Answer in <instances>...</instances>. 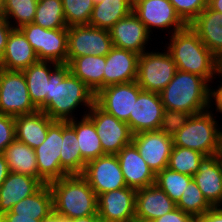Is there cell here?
Returning <instances> with one entry per match:
<instances>
[{
    "instance_id": "obj_1",
    "label": "cell",
    "mask_w": 222,
    "mask_h": 222,
    "mask_svg": "<svg viewBox=\"0 0 222 222\" xmlns=\"http://www.w3.org/2000/svg\"><path fill=\"white\" fill-rule=\"evenodd\" d=\"M94 103L95 94L70 72L68 64H59L50 74L49 94L41 111L53 120L68 121L75 118L80 105L90 110Z\"/></svg>"
},
{
    "instance_id": "obj_2",
    "label": "cell",
    "mask_w": 222,
    "mask_h": 222,
    "mask_svg": "<svg viewBox=\"0 0 222 222\" xmlns=\"http://www.w3.org/2000/svg\"><path fill=\"white\" fill-rule=\"evenodd\" d=\"M167 51L177 70L203 77L208 83L220 70V60L201 42L198 34L187 25L171 33Z\"/></svg>"
},
{
    "instance_id": "obj_3",
    "label": "cell",
    "mask_w": 222,
    "mask_h": 222,
    "mask_svg": "<svg viewBox=\"0 0 222 222\" xmlns=\"http://www.w3.org/2000/svg\"><path fill=\"white\" fill-rule=\"evenodd\" d=\"M53 197V210L66 219L97 214L98 200L81 174H72L48 183Z\"/></svg>"
},
{
    "instance_id": "obj_4",
    "label": "cell",
    "mask_w": 222,
    "mask_h": 222,
    "mask_svg": "<svg viewBox=\"0 0 222 222\" xmlns=\"http://www.w3.org/2000/svg\"><path fill=\"white\" fill-rule=\"evenodd\" d=\"M159 95L164 109L180 110L191 115L209 109V83L189 72L177 70Z\"/></svg>"
},
{
    "instance_id": "obj_5",
    "label": "cell",
    "mask_w": 222,
    "mask_h": 222,
    "mask_svg": "<svg viewBox=\"0 0 222 222\" xmlns=\"http://www.w3.org/2000/svg\"><path fill=\"white\" fill-rule=\"evenodd\" d=\"M211 109L193 114L173 136L174 146L189 148L204 156L222 153V130Z\"/></svg>"
},
{
    "instance_id": "obj_6",
    "label": "cell",
    "mask_w": 222,
    "mask_h": 222,
    "mask_svg": "<svg viewBox=\"0 0 222 222\" xmlns=\"http://www.w3.org/2000/svg\"><path fill=\"white\" fill-rule=\"evenodd\" d=\"M139 55L137 84L144 91L160 93L173 79L177 66L167 50Z\"/></svg>"
},
{
    "instance_id": "obj_7",
    "label": "cell",
    "mask_w": 222,
    "mask_h": 222,
    "mask_svg": "<svg viewBox=\"0 0 222 222\" xmlns=\"http://www.w3.org/2000/svg\"><path fill=\"white\" fill-rule=\"evenodd\" d=\"M19 30L31 44L39 60L67 64L68 28L45 29L30 23Z\"/></svg>"
},
{
    "instance_id": "obj_8",
    "label": "cell",
    "mask_w": 222,
    "mask_h": 222,
    "mask_svg": "<svg viewBox=\"0 0 222 222\" xmlns=\"http://www.w3.org/2000/svg\"><path fill=\"white\" fill-rule=\"evenodd\" d=\"M37 111L30 99L23 71L0 68V113L16 117Z\"/></svg>"
},
{
    "instance_id": "obj_9",
    "label": "cell",
    "mask_w": 222,
    "mask_h": 222,
    "mask_svg": "<svg viewBox=\"0 0 222 222\" xmlns=\"http://www.w3.org/2000/svg\"><path fill=\"white\" fill-rule=\"evenodd\" d=\"M113 47L110 32L107 29L90 25L68 27L67 64L76 57L106 56Z\"/></svg>"
},
{
    "instance_id": "obj_10",
    "label": "cell",
    "mask_w": 222,
    "mask_h": 222,
    "mask_svg": "<svg viewBox=\"0 0 222 222\" xmlns=\"http://www.w3.org/2000/svg\"><path fill=\"white\" fill-rule=\"evenodd\" d=\"M86 116L93 122L105 154H117L132 143L133 133L129 125L106 113L96 103Z\"/></svg>"
},
{
    "instance_id": "obj_11",
    "label": "cell",
    "mask_w": 222,
    "mask_h": 222,
    "mask_svg": "<svg viewBox=\"0 0 222 222\" xmlns=\"http://www.w3.org/2000/svg\"><path fill=\"white\" fill-rule=\"evenodd\" d=\"M62 121L55 120L48 128L45 141L35 148L38 179L43 184L60 179L68 174L61 168Z\"/></svg>"
},
{
    "instance_id": "obj_12",
    "label": "cell",
    "mask_w": 222,
    "mask_h": 222,
    "mask_svg": "<svg viewBox=\"0 0 222 222\" xmlns=\"http://www.w3.org/2000/svg\"><path fill=\"white\" fill-rule=\"evenodd\" d=\"M81 175L97 197L102 193L127 187L116 154H105L87 162Z\"/></svg>"
},
{
    "instance_id": "obj_13",
    "label": "cell",
    "mask_w": 222,
    "mask_h": 222,
    "mask_svg": "<svg viewBox=\"0 0 222 222\" xmlns=\"http://www.w3.org/2000/svg\"><path fill=\"white\" fill-rule=\"evenodd\" d=\"M141 91L136 81L110 85L95 95V103L106 113L127 123Z\"/></svg>"
},
{
    "instance_id": "obj_14",
    "label": "cell",
    "mask_w": 222,
    "mask_h": 222,
    "mask_svg": "<svg viewBox=\"0 0 222 222\" xmlns=\"http://www.w3.org/2000/svg\"><path fill=\"white\" fill-rule=\"evenodd\" d=\"M132 11L144 23L149 33L152 32L151 28H170V31L175 33L187 26L169 0H134Z\"/></svg>"
},
{
    "instance_id": "obj_15",
    "label": "cell",
    "mask_w": 222,
    "mask_h": 222,
    "mask_svg": "<svg viewBox=\"0 0 222 222\" xmlns=\"http://www.w3.org/2000/svg\"><path fill=\"white\" fill-rule=\"evenodd\" d=\"M132 143L155 175L167 167L174 146L173 137L159 130L145 131L134 134Z\"/></svg>"
},
{
    "instance_id": "obj_16",
    "label": "cell",
    "mask_w": 222,
    "mask_h": 222,
    "mask_svg": "<svg viewBox=\"0 0 222 222\" xmlns=\"http://www.w3.org/2000/svg\"><path fill=\"white\" fill-rule=\"evenodd\" d=\"M97 214L108 222H134L136 190L124 187L97 197Z\"/></svg>"
},
{
    "instance_id": "obj_17",
    "label": "cell",
    "mask_w": 222,
    "mask_h": 222,
    "mask_svg": "<svg viewBox=\"0 0 222 222\" xmlns=\"http://www.w3.org/2000/svg\"><path fill=\"white\" fill-rule=\"evenodd\" d=\"M164 110L159 93L142 90L127 122L133 135L158 130Z\"/></svg>"
},
{
    "instance_id": "obj_18",
    "label": "cell",
    "mask_w": 222,
    "mask_h": 222,
    "mask_svg": "<svg viewBox=\"0 0 222 222\" xmlns=\"http://www.w3.org/2000/svg\"><path fill=\"white\" fill-rule=\"evenodd\" d=\"M110 37L113 46L135 52L139 55L146 52V44L149 43L150 33L146 26L133 11L117 21L110 29Z\"/></svg>"
},
{
    "instance_id": "obj_19",
    "label": "cell",
    "mask_w": 222,
    "mask_h": 222,
    "mask_svg": "<svg viewBox=\"0 0 222 222\" xmlns=\"http://www.w3.org/2000/svg\"><path fill=\"white\" fill-rule=\"evenodd\" d=\"M193 180L212 207L222 205V153L204 156Z\"/></svg>"
},
{
    "instance_id": "obj_20",
    "label": "cell",
    "mask_w": 222,
    "mask_h": 222,
    "mask_svg": "<svg viewBox=\"0 0 222 222\" xmlns=\"http://www.w3.org/2000/svg\"><path fill=\"white\" fill-rule=\"evenodd\" d=\"M176 203L156 184L136 190L135 221L152 222L174 210Z\"/></svg>"
},
{
    "instance_id": "obj_21",
    "label": "cell",
    "mask_w": 222,
    "mask_h": 222,
    "mask_svg": "<svg viewBox=\"0 0 222 222\" xmlns=\"http://www.w3.org/2000/svg\"><path fill=\"white\" fill-rule=\"evenodd\" d=\"M116 156L127 187L138 190L155 184L156 175L141 157L133 143L124 146Z\"/></svg>"
},
{
    "instance_id": "obj_22",
    "label": "cell",
    "mask_w": 222,
    "mask_h": 222,
    "mask_svg": "<svg viewBox=\"0 0 222 222\" xmlns=\"http://www.w3.org/2000/svg\"><path fill=\"white\" fill-rule=\"evenodd\" d=\"M139 54L113 47L106 55L103 88L136 81Z\"/></svg>"
},
{
    "instance_id": "obj_23",
    "label": "cell",
    "mask_w": 222,
    "mask_h": 222,
    "mask_svg": "<svg viewBox=\"0 0 222 222\" xmlns=\"http://www.w3.org/2000/svg\"><path fill=\"white\" fill-rule=\"evenodd\" d=\"M42 185L38 178L9 172L0 186V216L10 212L14 205L33 195Z\"/></svg>"
},
{
    "instance_id": "obj_24",
    "label": "cell",
    "mask_w": 222,
    "mask_h": 222,
    "mask_svg": "<svg viewBox=\"0 0 222 222\" xmlns=\"http://www.w3.org/2000/svg\"><path fill=\"white\" fill-rule=\"evenodd\" d=\"M37 61H39L37 54L24 34L19 29H13L0 59V68L8 71H23Z\"/></svg>"
},
{
    "instance_id": "obj_25",
    "label": "cell",
    "mask_w": 222,
    "mask_h": 222,
    "mask_svg": "<svg viewBox=\"0 0 222 222\" xmlns=\"http://www.w3.org/2000/svg\"><path fill=\"white\" fill-rule=\"evenodd\" d=\"M201 42L219 59H222V14L208 6L190 24Z\"/></svg>"
},
{
    "instance_id": "obj_26",
    "label": "cell",
    "mask_w": 222,
    "mask_h": 222,
    "mask_svg": "<svg viewBox=\"0 0 222 222\" xmlns=\"http://www.w3.org/2000/svg\"><path fill=\"white\" fill-rule=\"evenodd\" d=\"M54 121L41 110L32 114L16 116V140L35 149L45 141L48 128Z\"/></svg>"
},
{
    "instance_id": "obj_27",
    "label": "cell",
    "mask_w": 222,
    "mask_h": 222,
    "mask_svg": "<svg viewBox=\"0 0 222 222\" xmlns=\"http://www.w3.org/2000/svg\"><path fill=\"white\" fill-rule=\"evenodd\" d=\"M58 65L53 61L39 60L23 70L30 99L38 110L46 106L50 74Z\"/></svg>"
},
{
    "instance_id": "obj_28",
    "label": "cell",
    "mask_w": 222,
    "mask_h": 222,
    "mask_svg": "<svg viewBox=\"0 0 222 222\" xmlns=\"http://www.w3.org/2000/svg\"><path fill=\"white\" fill-rule=\"evenodd\" d=\"M106 56L87 55L74 58L70 72L78 77L95 95L103 88Z\"/></svg>"
},
{
    "instance_id": "obj_29",
    "label": "cell",
    "mask_w": 222,
    "mask_h": 222,
    "mask_svg": "<svg viewBox=\"0 0 222 222\" xmlns=\"http://www.w3.org/2000/svg\"><path fill=\"white\" fill-rule=\"evenodd\" d=\"M84 111L82 119L79 121L77 117L71 120H68V124L75 130L80 155L82 159L87 163L91 160H94L102 155H105L103 148L98 137L96 128L93 122L86 116ZM76 119V120H75Z\"/></svg>"
},
{
    "instance_id": "obj_30",
    "label": "cell",
    "mask_w": 222,
    "mask_h": 222,
    "mask_svg": "<svg viewBox=\"0 0 222 222\" xmlns=\"http://www.w3.org/2000/svg\"><path fill=\"white\" fill-rule=\"evenodd\" d=\"M133 10L131 0H103L94 4L89 21L90 26L109 30L117 21L129 15Z\"/></svg>"
},
{
    "instance_id": "obj_31",
    "label": "cell",
    "mask_w": 222,
    "mask_h": 222,
    "mask_svg": "<svg viewBox=\"0 0 222 222\" xmlns=\"http://www.w3.org/2000/svg\"><path fill=\"white\" fill-rule=\"evenodd\" d=\"M3 155L9 172L25 174L38 178L35 150L18 140H14L4 150Z\"/></svg>"
},
{
    "instance_id": "obj_32",
    "label": "cell",
    "mask_w": 222,
    "mask_h": 222,
    "mask_svg": "<svg viewBox=\"0 0 222 222\" xmlns=\"http://www.w3.org/2000/svg\"><path fill=\"white\" fill-rule=\"evenodd\" d=\"M53 211V197L48 184H43L33 195H30L12 207L5 214L35 217L41 220Z\"/></svg>"
},
{
    "instance_id": "obj_33",
    "label": "cell",
    "mask_w": 222,
    "mask_h": 222,
    "mask_svg": "<svg viewBox=\"0 0 222 222\" xmlns=\"http://www.w3.org/2000/svg\"><path fill=\"white\" fill-rule=\"evenodd\" d=\"M62 147L60 154L61 168L68 174H82L86 162L80 155L79 144L75 130L68 124V121H62Z\"/></svg>"
},
{
    "instance_id": "obj_34",
    "label": "cell",
    "mask_w": 222,
    "mask_h": 222,
    "mask_svg": "<svg viewBox=\"0 0 222 222\" xmlns=\"http://www.w3.org/2000/svg\"><path fill=\"white\" fill-rule=\"evenodd\" d=\"M33 23L45 29L68 28L62 0H38Z\"/></svg>"
},
{
    "instance_id": "obj_35",
    "label": "cell",
    "mask_w": 222,
    "mask_h": 222,
    "mask_svg": "<svg viewBox=\"0 0 222 222\" xmlns=\"http://www.w3.org/2000/svg\"><path fill=\"white\" fill-rule=\"evenodd\" d=\"M37 3L38 0H3L0 14L14 29H19L23 25L33 23ZM13 19L15 23H12Z\"/></svg>"
},
{
    "instance_id": "obj_36",
    "label": "cell",
    "mask_w": 222,
    "mask_h": 222,
    "mask_svg": "<svg viewBox=\"0 0 222 222\" xmlns=\"http://www.w3.org/2000/svg\"><path fill=\"white\" fill-rule=\"evenodd\" d=\"M192 179V176L179 173L166 167L156 174L155 184L176 203Z\"/></svg>"
},
{
    "instance_id": "obj_37",
    "label": "cell",
    "mask_w": 222,
    "mask_h": 222,
    "mask_svg": "<svg viewBox=\"0 0 222 222\" xmlns=\"http://www.w3.org/2000/svg\"><path fill=\"white\" fill-rule=\"evenodd\" d=\"M204 155L198 151L173 146L167 167L179 173L192 176L198 172Z\"/></svg>"
},
{
    "instance_id": "obj_38",
    "label": "cell",
    "mask_w": 222,
    "mask_h": 222,
    "mask_svg": "<svg viewBox=\"0 0 222 222\" xmlns=\"http://www.w3.org/2000/svg\"><path fill=\"white\" fill-rule=\"evenodd\" d=\"M176 207L194 217L201 216L212 208L193 179L176 202Z\"/></svg>"
},
{
    "instance_id": "obj_39",
    "label": "cell",
    "mask_w": 222,
    "mask_h": 222,
    "mask_svg": "<svg viewBox=\"0 0 222 222\" xmlns=\"http://www.w3.org/2000/svg\"><path fill=\"white\" fill-rule=\"evenodd\" d=\"M67 26L88 25L94 8L93 0H62Z\"/></svg>"
},
{
    "instance_id": "obj_40",
    "label": "cell",
    "mask_w": 222,
    "mask_h": 222,
    "mask_svg": "<svg viewBox=\"0 0 222 222\" xmlns=\"http://www.w3.org/2000/svg\"><path fill=\"white\" fill-rule=\"evenodd\" d=\"M181 20L190 25L207 7L208 0H169Z\"/></svg>"
},
{
    "instance_id": "obj_41",
    "label": "cell",
    "mask_w": 222,
    "mask_h": 222,
    "mask_svg": "<svg viewBox=\"0 0 222 222\" xmlns=\"http://www.w3.org/2000/svg\"><path fill=\"white\" fill-rule=\"evenodd\" d=\"M191 114L180 110L165 109L159 131L173 137L188 121Z\"/></svg>"
},
{
    "instance_id": "obj_42",
    "label": "cell",
    "mask_w": 222,
    "mask_h": 222,
    "mask_svg": "<svg viewBox=\"0 0 222 222\" xmlns=\"http://www.w3.org/2000/svg\"><path fill=\"white\" fill-rule=\"evenodd\" d=\"M15 139V117L0 113V153Z\"/></svg>"
},
{
    "instance_id": "obj_43",
    "label": "cell",
    "mask_w": 222,
    "mask_h": 222,
    "mask_svg": "<svg viewBox=\"0 0 222 222\" xmlns=\"http://www.w3.org/2000/svg\"><path fill=\"white\" fill-rule=\"evenodd\" d=\"M152 222H195V217L176 207Z\"/></svg>"
},
{
    "instance_id": "obj_44",
    "label": "cell",
    "mask_w": 222,
    "mask_h": 222,
    "mask_svg": "<svg viewBox=\"0 0 222 222\" xmlns=\"http://www.w3.org/2000/svg\"><path fill=\"white\" fill-rule=\"evenodd\" d=\"M13 29L11 24L0 14V59L5 52L7 39Z\"/></svg>"
},
{
    "instance_id": "obj_45",
    "label": "cell",
    "mask_w": 222,
    "mask_h": 222,
    "mask_svg": "<svg viewBox=\"0 0 222 222\" xmlns=\"http://www.w3.org/2000/svg\"><path fill=\"white\" fill-rule=\"evenodd\" d=\"M217 74L220 75L222 77V72L219 70L217 72ZM221 84L217 86V89H211V85L209 84V95H208V100H209V106L208 108H212V104L211 102H214L213 100H215V104L216 105V111L220 112L222 114V82H220ZM213 98V99H212ZM211 104V105H210Z\"/></svg>"
},
{
    "instance_id": "obj_46",
    "label": "cell",
    "mask_w": 222,
    "mask_h": 222,
    "mask_svg": "<svg viewBox=\"0 0 222 222\" xmlns=\"http://www.w3.org/2000/svg\"><path fill=\"white\" fill-rule=\"evenodd\" d=\"M196 222H222V207H212L203 215L195 217Z\"/></svg>"
},
{
    "instance_id": "obj_47",
    "label": "cell",
    "mask_w": 222,
    "mask_h": 222,
    "mask_svg": "<svg viewBox=\"0 0 222 222\" xmlns=\"http://www.w3.org/2000/svg\"><path fill=\"white\" fill-rule=\"evenodd\" d=\"M3 217L8 222H41V220H35V217L19 216L18 214H4Z\"/></svg>"
},
{
    "instance_id": "obj_48",
    "label": "cell",
    "mask_w": 222,
    "mask_h": 222,
    "mask_svg": "<svg viewBox=\"0 0 222 222\" xmlns=\"http://www.w3.org/2000/svg\"><path fill=\"white\" fill-rule=\"evenodd\" d=\"M9 174L8 164L3 153H0V186Z\"/></svg>"
},
{
    "instance_id": "obj_49",
    "label": "cell",
    "mask_w": 222,
    "mask_h": 222,
    "mask_svg": "<svg viewBox=\"0 0 222 222\" xmlns=\"http://www.w3.org/2000/svg\"><path fill=\"white\" fill-rule=\"evenodd\" d=\"M41 222H70V220L64 218L53 210L46 217L41 219Z\"/></svg>"
},
{
    "instance_id": "obj_50",
    "label": "cell",
    "mask_w": 222,
    "mask_h": 222,
    "mask_svg": "<svg viewBox=\"0 0 222 222\" xmlns=\"http://www.w3.org/2000/svg\"><path fill=\"white\" fill-rule=\"evenodd\" d=\"M207 6L210 9L222 14V0H208Z\"/></svg>"
},
{
    "instance_id": "obj_51",
    "label": "cell",
    "mask_w": 222,
    "mask_h": 222,
    "mask_svg": "<svg viewBox=\"0 0 222 222\" xmlns=\"http://www.w3.org/2000/svg\"><path fill=\"white\" fill-rule=\"evenodd\" d=\"M98 217V215H90L87 217L73 218L70 219V222H94Z\"/></svg>"
},
{
    "instance_id": "obj_52",
    "label": "cell",
    "mask_w": 222,
    "mask_h": 222,
    "mask_svg": "<svg viewBox=\"0 0 222 222\" xmlns=\"http://www.w3.org/2000/svg\"><path fill=\"white\" fill-rule=\"evenodd\" d=\"M94 222H108V221L98 217Z\"/></svg>"
},
{
    "instance_id": "obj_53",
    "label": "cell",
    "mask_w": 222,
    "mask_h": 222,
    "mask_svg": "<svg viewBox=\"0 0 222 222\" xmlns=\"http://www.w3.org/2000/svg\"><path fill=\"white\" fill-rule=\"evenodd\" d=\"M0 222H8L3 216H0Z\"/></svg>"
},
{
    "instance_id": "obj_54",
    "label": "cell",
    "mask_w": 222,
    "mask_h": 222,
    "mask_svg": "<svg viewBox=\"0 0 222 222\" xmlns=\"http://www.w3.org/2000/svg\"><path fill=\"white\" fill-rule=\"evenodd\" d=\"M103 0H93L94 4L101 3Z\"/></svg>"
},
{
    "instance_id": "obj_55",
    "label": "cell",
    "mask_w": 222,
    "mask_h": 222,
    "mask_svg": "<svg viewBox=\"0 0 222 222\" xmlns=\"http://www.w3.org/2000/svg\"><path fill=\"white\" fill-rule=\"evenodd\" d=\"M2 6H3V0H0V12H1Z\"/></svg>"
},
{
    "instance_id": "obj_56",
    "label": "cell",
    "mask_w": 222,
    "mask_h": 222,
    "mask_svg": "<svg viewBox=\"0 0 222 222\" xmlns=\"http://www.w3.org/2000/svg\"><path fill=\"white\" fill-rule=\"evenodd\" d=\"M220 71L222 72V59L220 60Z\"/></svg>"
}]
</instances>
